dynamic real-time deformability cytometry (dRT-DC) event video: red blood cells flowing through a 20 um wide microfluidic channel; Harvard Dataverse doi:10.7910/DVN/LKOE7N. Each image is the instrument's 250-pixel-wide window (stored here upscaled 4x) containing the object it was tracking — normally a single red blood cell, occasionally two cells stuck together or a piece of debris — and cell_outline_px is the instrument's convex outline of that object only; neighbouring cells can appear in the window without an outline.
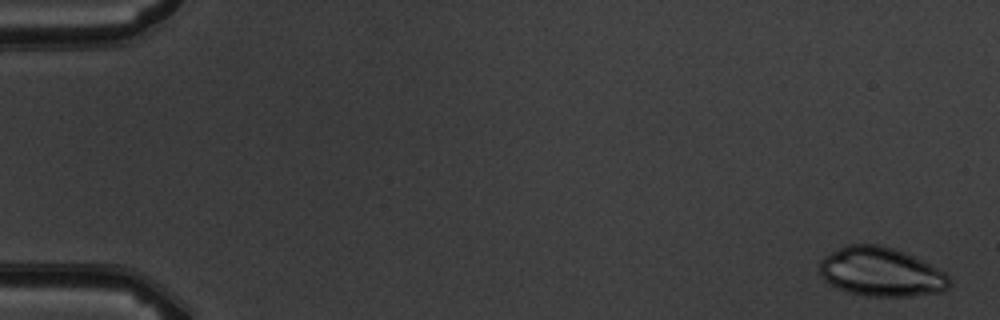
{"species": "common noctule bat (a hibernating species)", "species_latin": "Nyctalus noctula", "temperature_condition": "warm", "stored_images_in_passage": 5, "camera_frame_rate_fps": 3000, "um_per_image_px": 0.085, "animal": {"sex": "male", "body_mass_g": 19.5, "forearm_length_mm": 54.6}, "frame": {"image": 1, "passage_image": 1, "time_ms": 0.0, "image_size_px": [1000, 320], "cell_outline_px": [[952, 284], [948, 288], [940, 292], [912, 296], [864, 296], [848, 292], [836, 288], [820, 272], [820, 260], [824, 256], [848, 244], [880, 244], [904, 252], [944, 272], [948, 276]], "centroid_in_image_um": [74.9, 23.12], "position_along_channel_um": 10.1, "area_um2": 36.7}}